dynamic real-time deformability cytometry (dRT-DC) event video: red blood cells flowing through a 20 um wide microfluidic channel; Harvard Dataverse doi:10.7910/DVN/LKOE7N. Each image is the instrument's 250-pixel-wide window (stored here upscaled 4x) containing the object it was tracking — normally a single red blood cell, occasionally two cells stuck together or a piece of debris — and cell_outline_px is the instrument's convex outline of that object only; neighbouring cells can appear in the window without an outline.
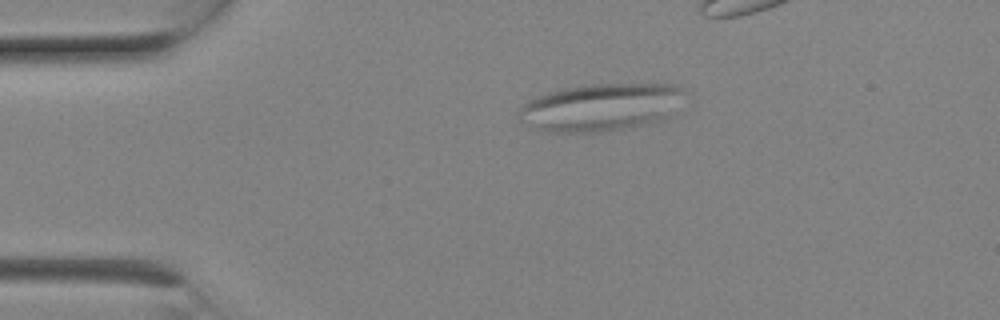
{"species": "Egyptian fruit bat (a non-hibernating species)", "species_latin": "Rousettus aegyptiacus", "temperature_condition": "room temperature", "stored_images_in_passage": 6, "camera_frame_rate_fps": 3000, "um_per_image_px": 0.085, "animal": {"sex": "female"}, "frame": {"image": 1, "passage_image": 3, "time_ms": 0.667, "image_size_px": [1000, 320], "cell_outline_px": [[692, 92], [664, 120], [620, 128], [592, 132], [544, 132], [524, 124], [520, 120], [520, 104], [528, 100], [548, 92], [564, 88], [588, 84], [680, 84], [688, 88]], "centroid_in_image_um": [51.15, 9.08], "position_along_channel_um": 33.9, "area_um2": 46.47}}